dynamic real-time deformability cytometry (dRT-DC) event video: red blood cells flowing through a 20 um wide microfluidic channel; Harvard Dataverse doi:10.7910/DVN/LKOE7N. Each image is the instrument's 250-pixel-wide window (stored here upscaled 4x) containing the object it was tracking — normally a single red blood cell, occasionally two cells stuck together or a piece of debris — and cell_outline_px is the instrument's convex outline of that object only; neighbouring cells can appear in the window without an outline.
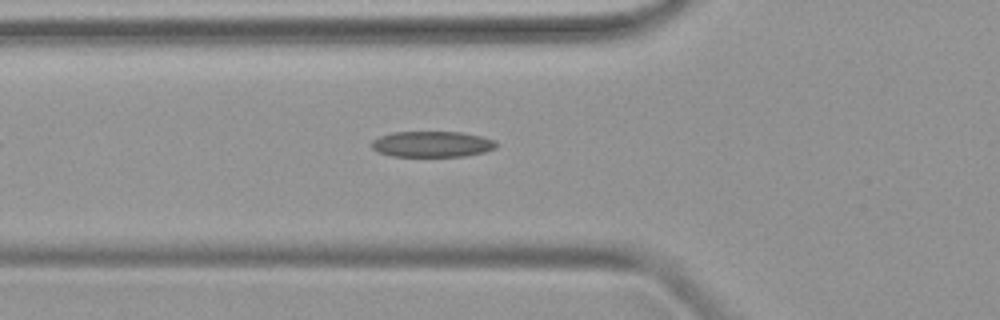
{"species": "common noctule bat (a hibernating species)", "species_latin": "Nyctalus noctula", "temperature_condition": "warm", "stored_images_in_passage": 33, "camera_frame_rate_fps": 3000, "um_per_image_px": 0.085, "animal": {"sex": "female", "body_mass_g": 19.9}, "frame": {"image": 1, "passage_image": 2, "time_ms": 0.333, "image_size_px": [1000, 320], "cell_outline_px": [[496, 148], [484, 152], [464, 156], [392, 156], [380, 152], [372, 148], [372, 140], [380, 136], [392, 132], [464, 132], [496, 140]], "centroid_in_image_um": [36.75, 12.24], "position_along_channel_um": 89.1, "area_um2": 18.73}}
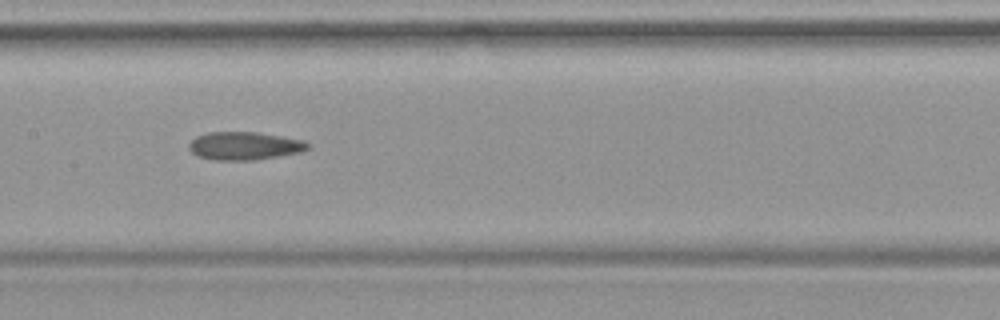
{"frame": {"image": 2, "passage_image": 9, "time_ms": 2.667, "image_size_px": [1000, 320], "cell_outline_px": [[312, 144], [308, 148], [300, 152], [256, 160], [216, 160], [200, 156], [192, 152], [188, 148], [188, 144], [196, 136], [208, 132], [256, 132], [304, 140]], "centroid_in_image_um": [20.79, 12.39], "position_along_channel_um": 186.6, "area_um2": 19.36}}
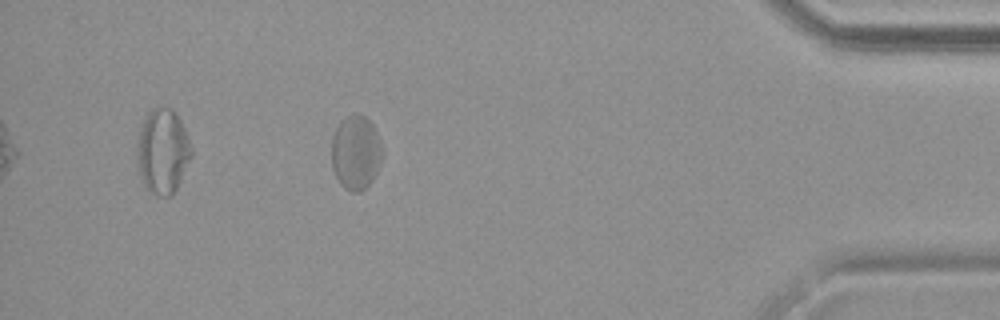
{"frame": {"image": 3, "passage_image": 28, "time_ms": 9.0, "image_size_px": [1000, 320], "cell_outline_px": [[384, 156], [372, 180], [360, 192], [352, 192], [344, 188], [340, 184], [332, 168], [332, 136], [336, 128], [348, 116], [356, 112], [364, 116], [372, 124], [384, 148]], "centroid_in_image_um": [30.26, 12.97], "position_along_channel_um": 404.9, "area_um2": 22.02}}